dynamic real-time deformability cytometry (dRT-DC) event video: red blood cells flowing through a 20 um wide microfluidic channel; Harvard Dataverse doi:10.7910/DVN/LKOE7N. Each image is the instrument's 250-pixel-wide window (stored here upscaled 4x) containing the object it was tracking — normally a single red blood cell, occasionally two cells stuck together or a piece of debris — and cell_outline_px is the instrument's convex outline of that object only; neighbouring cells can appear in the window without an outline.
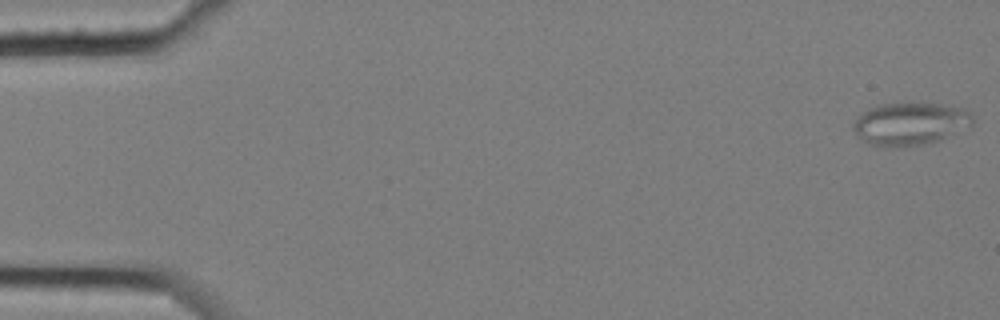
{"species": "common noctule bat (a hibernating species)", "species_latin": "Nyctalus noctula", "temperature_condition": "cold", "stored_images_in_passage": 8, "camera_frame_rate_fps": 3000, "um_per_image_px": 0.085, "animal": {"sex": "female", "body_mass_g": 25.1}, "frame": {"image": 1, "passage_image": 1, "time_ms": 0.0, "image_size_px": [1000, 320], "cell_outline_px": [[972, 124], [968, 128], [936, 140], [924, 144], [896, 148], [884, 148], [868, 144], [860, 140], [852, 128], [852, 124], [860, 112], [868, 108], [880, 104], [940, 104], [964, 108], [972, 116]], "centroid_in_image_um": [77.28, 10.54], "position_along_channel_um": 7.7, "area_um2": 29.82}}
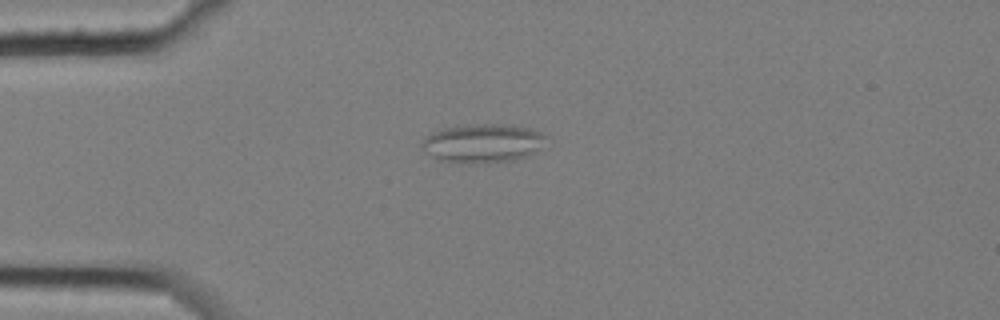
{"frame": {"image": 2, "passage_image": 5, "time_ms": 1.333, "image_size_px": [1000, 320], "cell_outline_px": [[552, 136], [540, 152], [528, 156], [512, 160], [488, 164], [468, 164], [440, 160], [424, 152], [420, 148], [420, 144], [432, 132], [444, 128], [484, 124], [512, 124], [528, 128]], "centroid_in_image_um": [41.14, 12.2], "position_along_channel_um": 43.9, "area_um2": 28.84}}